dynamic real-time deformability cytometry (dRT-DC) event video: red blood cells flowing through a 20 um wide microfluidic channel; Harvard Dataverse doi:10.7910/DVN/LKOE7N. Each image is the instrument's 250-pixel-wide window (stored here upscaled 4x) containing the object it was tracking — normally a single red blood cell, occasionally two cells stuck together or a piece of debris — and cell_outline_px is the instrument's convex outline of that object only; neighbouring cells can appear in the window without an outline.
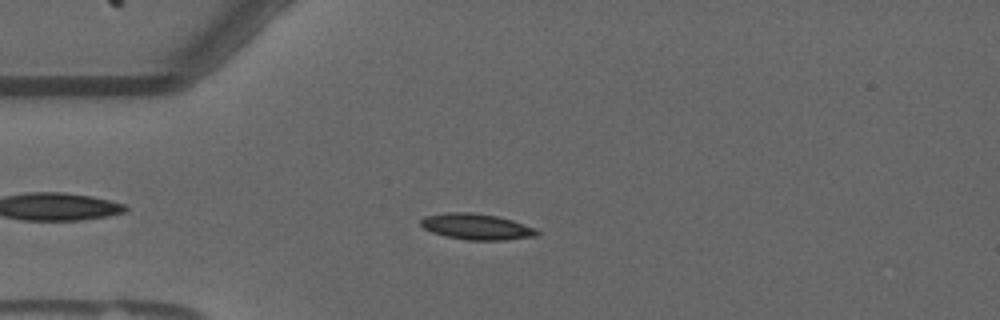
{"species": "common noctule bat (a hibernating species)", "species_latin": "Nyctalus noctula", "temperature_condition": "warm", "stored_images_in_passage": 50, "camera_frame_rate_fps": 3000, "um_per_image_px": 0.085, "animal": {"sex": "male", "forearm_length_mm": 52.5}, "frame": {"image": 1, "passage_image": 8, "time_ms": 2.333, "image_size_px": [1000, 320], "cell_outline_px": [[540, 232], [536, 236], [504, 240], [468, 240], [448, 236], [432, 232], [424, 228], [420, 224], [420, 220], [424, 216], [444, 212], [472, 212], [496, 216], [512, 220], [532, 228]], "centroid_in_image_um": [40.46, 19.25], "position_along_channel_um": 44.5, "area_um2": 17.4}}
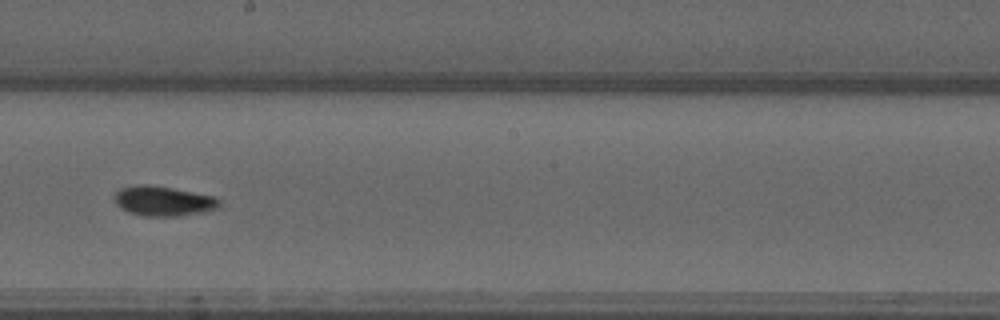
{"frame": {"image": 2, "passage_image": 25, "time_ms": 8.0, "image_size_px": [1000, 320], "cell_outline_px": [[220, 208], [204, 212], [176, 216], [144, 216], [128, 212], [120, 208], [116, 204], [116, 192], [120, 188], [144, 184], [148, 184], [172, 188], [212, 196], [220, 200]], "centroid_in_image_um": [13.89, 17.1], "position_along_channel_um": 234.3, "area_um2": 18.09}}
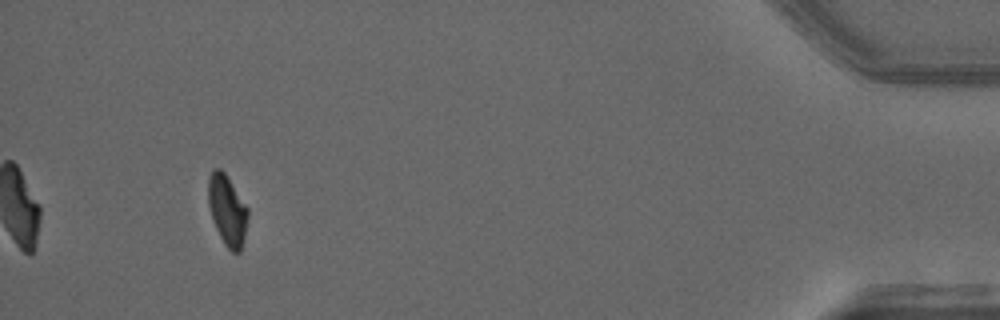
{"frame": {"image": 3, "passage_image": 46, "time_ms": 15.0, "image_size_px": [1000, 320], "cell_outline_px": [[248, 216], [244, 236], [240, 252], [232, 252], [224, 244], [212, 220], [208, 204], [208, 176], [212, 168], [220, 168], [224, 172], [248, 208]], "centroid_in_image_um": [19.29, 17.84], "position_along_channel_um": 415.9, "area_um2": 16.18}, "authors_computed_cell_mechanics": {"area_um2": 16.9065, "velocity_mm_per_s": 3.6573, "shape_relaxation_time_tau1_ms": null, "shape_relaxation_time_tau2_ms": 7.2664, "deformation_change_tau1": null, "deformation_change_tau2": 0.0902}}